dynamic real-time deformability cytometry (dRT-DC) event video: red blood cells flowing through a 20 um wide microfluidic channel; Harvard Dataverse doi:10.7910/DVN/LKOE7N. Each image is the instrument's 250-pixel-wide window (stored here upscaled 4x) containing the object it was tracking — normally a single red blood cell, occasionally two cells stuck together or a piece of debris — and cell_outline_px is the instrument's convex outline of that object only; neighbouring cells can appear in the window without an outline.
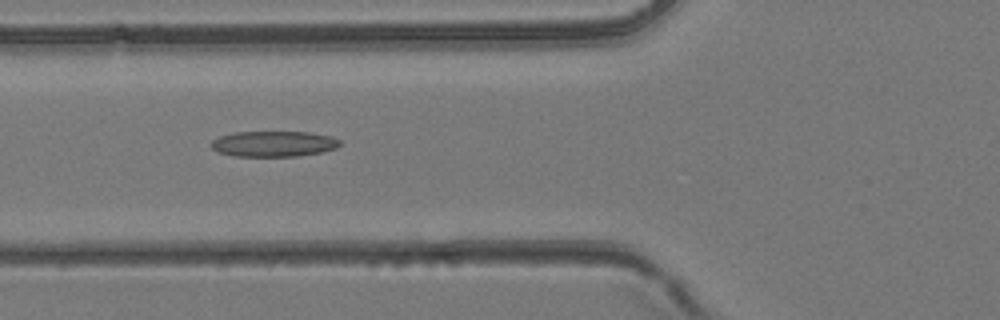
{"species": "common noctule bat (a hibernating species)", "species_latin": "Nyctalus noctula", "temperature_condition": "room temperature", "stored_images_in_passage": 43, "camera_frame_rate_fps": 3000, "um_per_image_px": 0.085, "animal": {"sex": "female", "body_mass_g": 24.6, "forearm_length_mm": 56.2}, "frame": {"image": 1, "passage_image": 16, "time_ms": 5.0, "image_size_px": [1000, 320], "cell_outline_px": [[340, 144], [336, 148], [320, 152], [296, 156], [232, 156], [220, 152], [212, 148], [212, 140], [220, 136], [232, 132], [308, 132], [332, 136], [340, 140]], "centroid_in_image_um": [23.26, 12.22], "position_along_channel_um": 102.5, "area_um2": 19.13}}
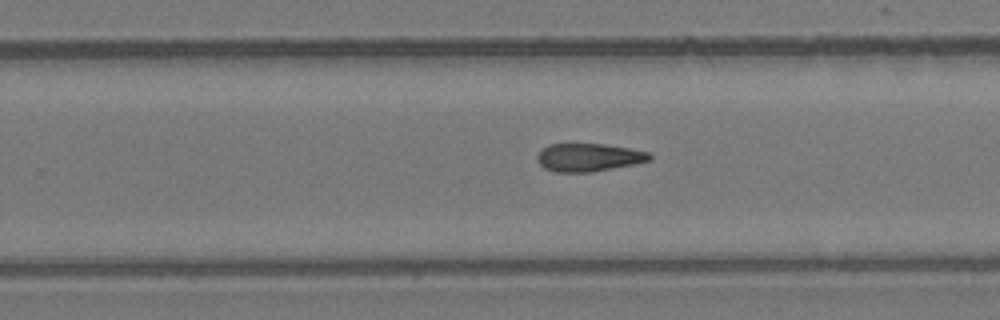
{"frame": {"image": 2, "passage_image": 27, "time_ms": 8.667, "image_size_px": [1000, 320], "cell_outline_px": [[652, 156], [648, 160], [636, 164], [592, 172], [556, 172], [544, 168], [536, 160], [536, 156], [548, 144], [604, 144], [628, 148], [648, 152]], "centroid_in_image_um": [50.01, 13.38], "position_along_channel_um": 279.8, "area_um2": 18.26}}
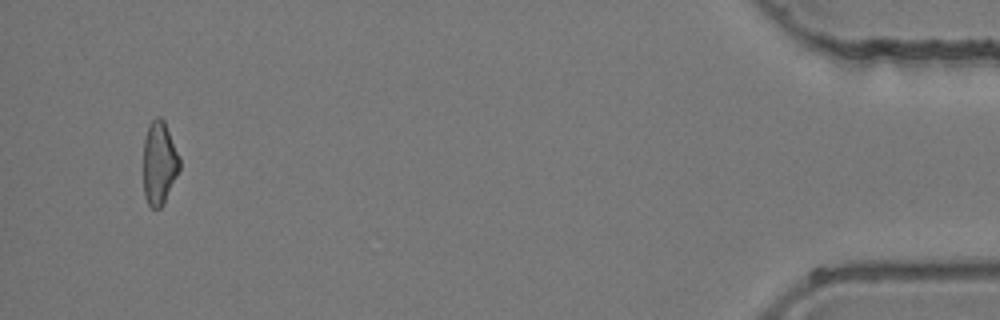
{"frame": {"image": 3, "passage_image": 41, "time_ms": 13.333, "image_size_px": [1000, 320], "cell_outline_px": [[180, 168], [164, 204], [160, 208], [152, 208], [148, 204], [144, 196], [144, 140], [148, 124], [156, 116], [160, 116], [164, 120], [180, 156]], "centroid_in_image_um": [13.54, 13.84], "position_along_channel_um": 421.7, "area_um2": 17.74}}